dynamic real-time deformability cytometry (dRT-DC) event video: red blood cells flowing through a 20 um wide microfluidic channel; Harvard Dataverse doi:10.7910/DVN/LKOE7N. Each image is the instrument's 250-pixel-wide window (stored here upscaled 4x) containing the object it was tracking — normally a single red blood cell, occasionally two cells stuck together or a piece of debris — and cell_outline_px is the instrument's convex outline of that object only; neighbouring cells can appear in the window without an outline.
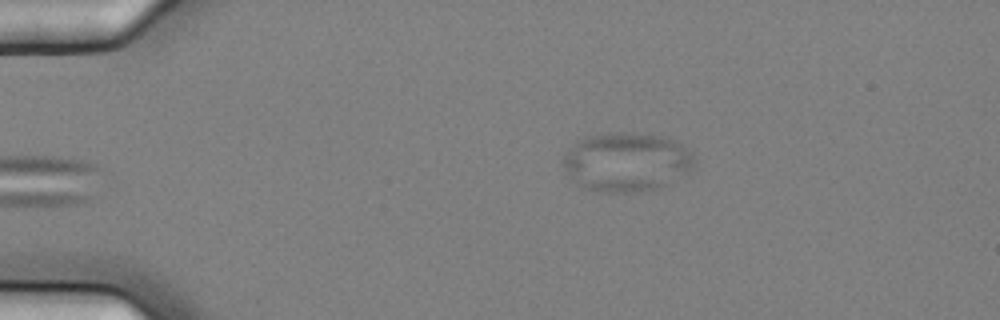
{"species": "common noctule bat (a hibernating species)", "species_latin": "Nyctalus noctula", "temperature_condition": "cold", "stored_images_in_passage": 6, "camera_frame_rate_fps": 3000, "um_per_image_px": 0.085, "animal": {"sex": "female", "body_mass_g": 25.1}, "frame": {"image": 1, "passage_image": 1, "time_ms": 0.0, "image_size_px": [1000, 320], "cell_outline_px": [[692, 168], [688, 172], [656, 188], [636, 192], [608, 192], [588, 188], [580, 184], [568, 176], [564, 168], [564, 156], [568, 148], [576, 140], [588, 136], [608, 132], [632, 132], [660, 136], [672, 140], [680, 144], [692, 156]], "centroid_in_image_um": [53.19, 13.74], "position_along_channel_um": 31.8, "area_um2": 44.39}}
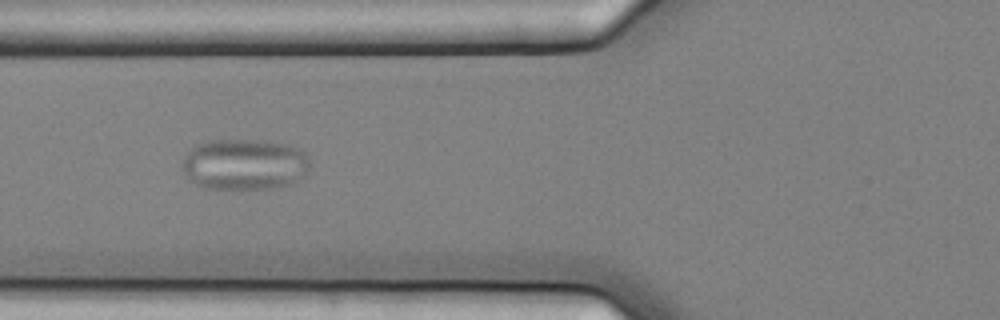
{"frame": {"image": 2, "passage_image": 4, "time_ms": 1.0, "image_size_px": [1000, 320], "cell_outline_px": [[308, 168], [304, 176], [300, 180], [292, 184], [272, 188], [204, 188], [188, 180], [180, 164], [184, 156], [196, 144], [208, 140], [260, 140], [284, 144], [296, 148], [304, 152], [308, 156]], "centroid_in_image_um": [20.74, 13.97], "position_along_channel_um": 105.1, "area_um2": 38.15}}
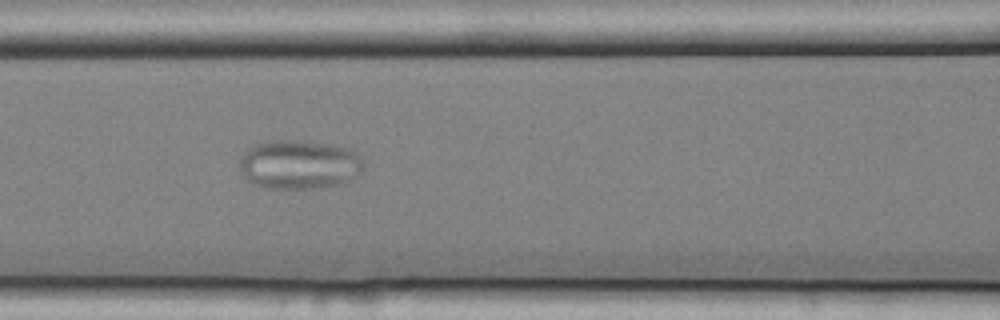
{"frame": {"image": 3, "passage_image": 5, "time_ms": 1.333, "image_size_px": [1000, 320], "cell_outline_px": [[360, 172], [352, 180], [340, 184], [320, 188], [264, 188], [252, 184], [244, 176], [240, 168], [240, 160], [244, 152], [248, 148], [256, 144], [268, 140], [296, 140], [328, 144], [348, 148], [356, 152], [360, 160]], "centroid_in_image_um": [25.39, 13.99], "position_along_channel_um": 141.2, "area_um2": 35.37}}